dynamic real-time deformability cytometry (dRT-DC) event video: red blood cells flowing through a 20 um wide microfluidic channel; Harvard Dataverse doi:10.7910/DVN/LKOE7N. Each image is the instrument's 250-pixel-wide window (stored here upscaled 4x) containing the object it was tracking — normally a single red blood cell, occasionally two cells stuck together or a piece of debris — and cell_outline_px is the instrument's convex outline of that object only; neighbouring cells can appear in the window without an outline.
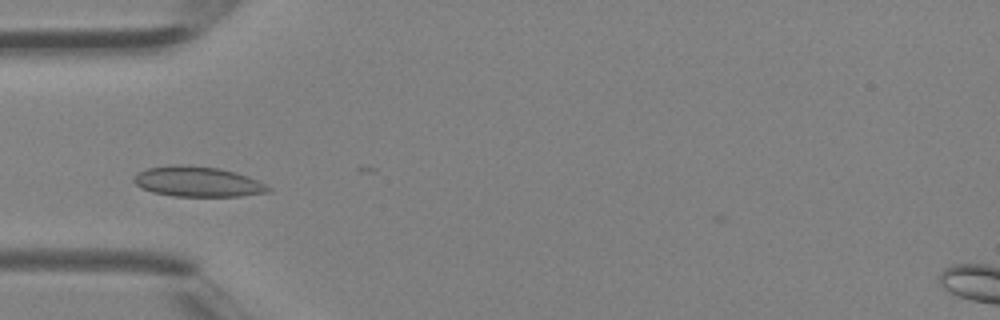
{"species": "Egyptian fruit bat (a non-hibernating species)", "species_latin": "Rousettus aegyptiacus", "temperature_condition": "room temperature", "stored_images_in_passage": 32, "camera_frame_rate_fps": 3000, "um_per_image_px": 0.085, "animal": {"sex": "female"}, "frame": {"image": 1, "passage_image": 5, "time_ms": 1.333, "image_size_px": [1000, 320], "cell_outline_px": [[272, 192], [240, 196], [172, 196], [152, 192], [140, 188], [132, 180], [136, 172], [148, 168], [172, 164], [184, 164], [220, 168], [236, 172], [248, 176], [272, 188]], "centroid_in_image_um": [16.78, 15.43], "position_along_channel_um": 68.2, "area_um2": 23.99}}
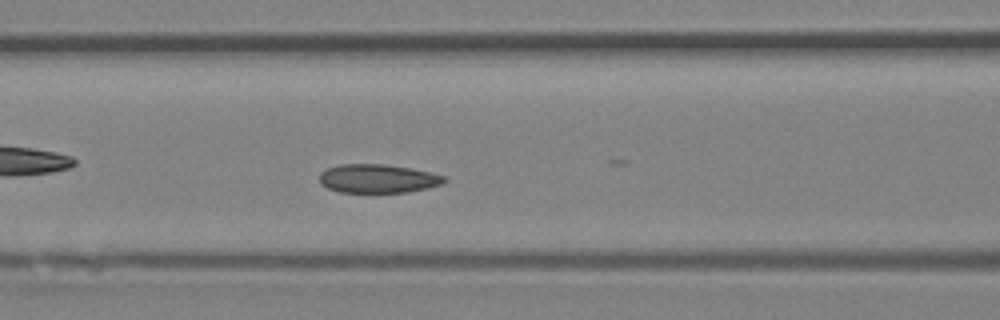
{"frame": {"image": 2, "passage_image": 9, "time_ms": 2.667, "image_size_px": [1000, 320], "cell_outline_px": [[448, 180], [440, 184], [428, 188], [408, 192], [340, 192], [328, 188], [320, 184], [320, 172], [328, 168], [340, 164], [384, 164], [412, 168], [432, 172], [444, 176]], "centroid_in_image_um": [32.13, 15.17], "position_along_channel_um": 134.5, "area_um2": 20.92}}
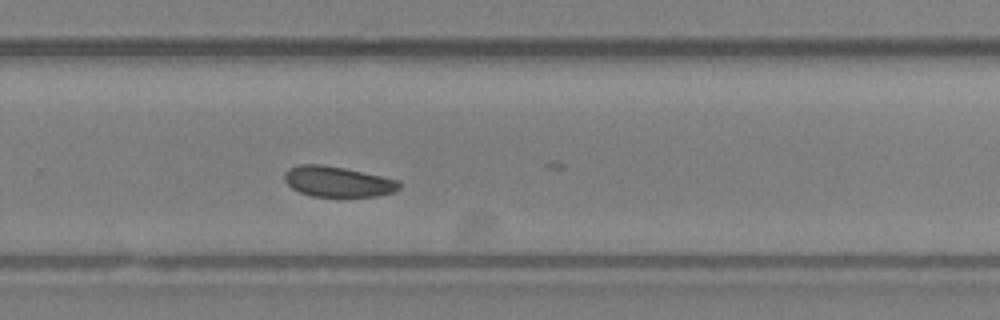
{"frame": {"image": 3, "passage_image": 19, "time_ms": 6.0, "image_size_px": [1000, 320], "cell_outline_px": [[400, 188], [396, 192], [376, 196], [312, 196], [300, 192], [292, 188], [284, 180], [284, 172], [288, 168], [300, 164], [324, 164], [344, 168], [400, 180]], "centroid_in_image_um": [28.71, 15.43], "position_along_channel_um": 301.1, "area_um2": 20.46}}